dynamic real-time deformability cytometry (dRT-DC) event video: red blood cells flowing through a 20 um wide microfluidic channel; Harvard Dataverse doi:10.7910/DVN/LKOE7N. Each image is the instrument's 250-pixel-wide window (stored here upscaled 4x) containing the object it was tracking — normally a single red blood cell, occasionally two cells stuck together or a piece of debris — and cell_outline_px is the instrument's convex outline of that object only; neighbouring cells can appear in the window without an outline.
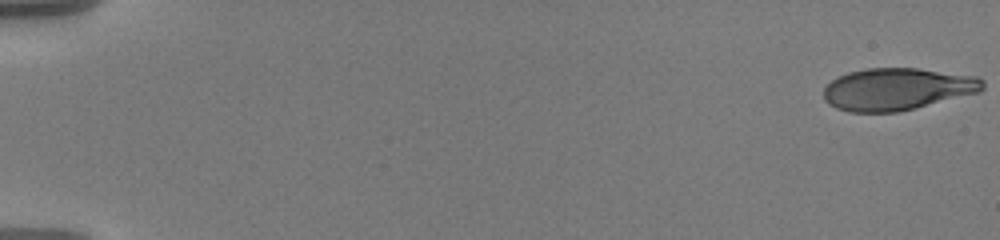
{"species": "human", "species_latin": "Homo sapiens", "temperature_condition": "warm", "stored_images_in_passage": 58, "camera_frame_rate_fps": 3000, "um_per_image_px": 0.085, "donor": {"sex": "male"}, "frame": {"image": 1, "passage_image": 1, "time_ms": 0.0, "image_size_px": [1000, 240], "cell_outline_px": [[984, 88], [980, 92], [896, 112], [848, 112], [836, 108], [828, 104], [824, 100], [824, 88], [832, 80], [848, 72], [868, 68], [916, 68], [976, 76], [984, 80]], "centroid_in_image_um": [76.25, 7.57], "position_along_channel_um": 8.8, "area_um2": 38.9}}
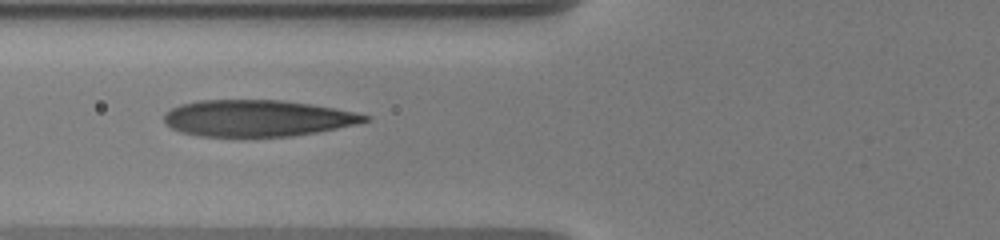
{"frame": {"image": 2, "passage_image": 24, "time_ms": 7.667, "image_size_px": [1000, 240], "cell_outline_px": [[372, 120], [356, 124], [316, 132], [292, 136], [200, 136], [180, 132], [164, 124], [164, 116], [172, 108], [180, 104], [196, 100], [284, 100], [336, 108], [356, 112], [372, 116]], "centroid_in_image_um": [21.89, 10.04], "position_along_channel_um": 103.9, "area_um2": 42.77}}
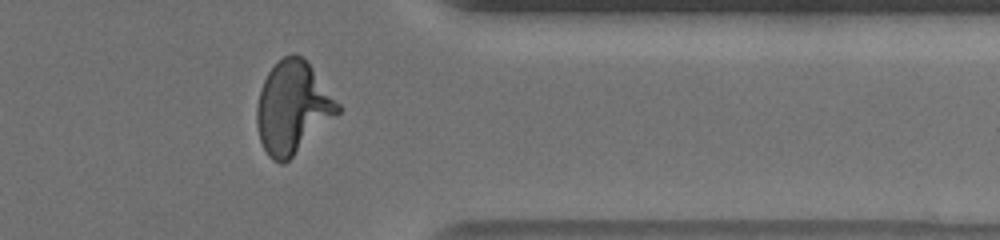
{"frame": {"image": 3, "passage_image": 48, "time_ms": 15.667, "image_size_px": [1000, 240], "cell_outline_px": [[340, 112], [284, 164], [280, 164], [272, 160], [268, 156], [260, 140], [256, 124], [256, 108], [260, 88], [268, 72], [284, 56], [292, 52], [304, 56], [340, 104]], "centroid_in_image_um": [24.86, 9.13], "position_along_channel_um": 386.5, "area_um2": 43.41}, "authors_computed_cell_mechanics": {"area_um2": 41.9917, "velocity_mm_per_s": 3.5978, "shape_relaxation_time_tau1_ms": 5.1941, "shape_relaxation_time_tau2_ms": null, "deformation_change_tau1": 0.2598, "deformation_change_tau2": null}}